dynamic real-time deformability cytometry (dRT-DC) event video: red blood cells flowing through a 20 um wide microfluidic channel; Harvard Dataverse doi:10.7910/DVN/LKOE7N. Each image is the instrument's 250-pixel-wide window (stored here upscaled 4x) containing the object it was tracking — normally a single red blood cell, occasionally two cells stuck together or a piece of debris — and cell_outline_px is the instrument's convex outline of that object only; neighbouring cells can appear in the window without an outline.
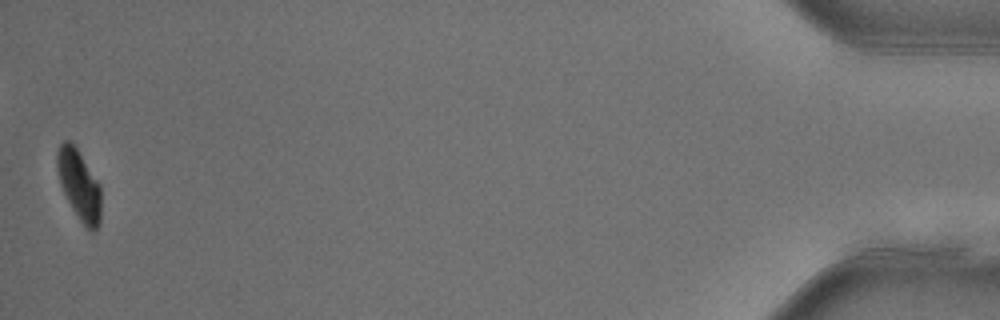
{"species": "common noctule bat (a hibernating species)", "species_latin": "Nyctalus noctula", "temperature_condition": "warm", "stored_images_in_passage": 51, "camera_frame_rate_fps": 3000, "um_per_image_px": 0.085, "animal": {"sex": "female"}, "frame": {"image": 1, "passage_image": 51, "time_ms": 16.667, "image_size_px": [1000, 320], "cell_outline_px": [[100, 220], [96, 232], [88, 232], [72, 208], [60, 184], [56, 168], [56, 152], [60, 144], [64, 140], [68, 140], [76, 148], [100, 184]], "centroid_in_image_um": [6.72, 15.75], "position_along_channel_um": 428.5, "area_um2": 17.92}, "authors_computed_cell_mechanics": {"area_um2": 20.808, "velocity_mm_per_s": 3.9438, "shape_relaxation_time_tau1_ms": 4.7044, "shape_relaxation_time_tau2_ms": null, "deformation_change_tau1": 0.1603, "deformation_change_tau2": null}}